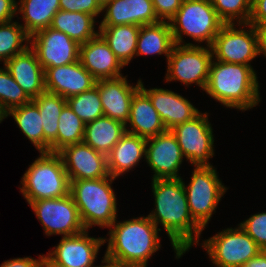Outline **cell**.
<instances>
[{
    "mask_svg": "<svg viewBox=\"0 0 266 267\" xmlns=\"http://www.w3.org/2000/svg\"><path fill=\"white\" fill-rule=\"evenodd\" d=\"M151 183L155 204L147 216L166 231L179 259L192 246H199L203 229L190 215L183 178L155 179Z\"/></svg>",
    "mask_w": 266,
    "mask_h": 267,
    "instance_id": "1",
    "label": "cell"
},
{
    "mask_svg": "<svg viewBox=\"0 0 266 267\" xmlns=\"http://www.w3.org/2000/svg\"><path fill=\"white\" fill-rule=\"evenodd\" d=\"M104 259L121 265L147 267L149 258L161 249L160 228L148 216L116 221L108 228Z\"/></svg>",
    "mask_w": 266,
    "mask_h": 267,
    "instance_id": "2",
    "label": "cell"
},
{
    "mask_svg": "<svg viewBox=\"0 0 266 267\" xmlns=\"http://www.w3.org/2000/svg\"><path fill=\"white\" fill-rule=\"evenodd\" d=\"M252 66L212 59L205 93L227 108L245 112L260 103V86Z\"/></svg>",
    "mask_w": 266,
    "mask_h": 267,
    "instance_id": "3",
    "label": "cell"
},
{
    "mask_svg": "<svg viewBox=\"0 0 266 267\" xmlns=\"http://www.w3.org/2000/svg\"><path fill=\"white\" fill-rule=\"evenodd\" d=\"M112 176L70 181V195L86 230L94 226L109 228L117 218V198Z\"/></svg>",
    "mask_w": 266,
    "mask_h": 267,
    "instance_id": "4",
    "label": "cell"
},
{
    "mask_svg": "<svg viewBox=\"0 0 266 267\" xmlns=\"http://www.w3.org/2000/svg\"><path fill=\"white\" fill-rule=\"evenodd\" d=\"M39 153L20 181V192L28 204L70 194V180L61 155L57 152Z\"/></svg>",
    "mask_w": 266,
    "mask_h": 267,
    "instance_id": "5",
    "label": "cell"
},
{
    "mask_svg": "<svg viewBox=\"0 0 266 267\" xmlns=\"http://www.w3.org/2000/svg\"><path fill=\"white\" fill-rule=\"evenodd\" d=\"M169 24L175 44L201 46L205 42V46L211 47L224 23L209 0H183ZM183 35L198 44L186 43Z\"/></svg>",
    "mask_w": 266,
    "mask_h": 267,
    "instance_id": "6",
    "label": "cell"
},
{
    "mask_svg": "<svg viewBox=\"0 0 266 267\" xmlns=\"http://www.w3.org/2000/svg\"><path fill=\"white\" fill-rule=\"evenodd\" d=\"M190 182L183 186L193 220L203 229L208 226L227 188L213 166L193 167Z\"/></svg>",
    "mask_w": 266,
    "mask_h": 267,
    "instance_id": "7",
    "label": "cell"
},
{
    "mask_svg": "<svg viewBox=\"0 0 266 267\" xmlns=\"http://www.w3.org/2000/svg\"><path fill=\"white\" fill-rule=\"evenodd\" d=\"M213 59L211 47L174 44L167 64L165 82L179 81L189 87L195 84L205 91Z\"/></svg>",
    "mask_w": 266,
    "mask_h": 267,
    "instance_id": "8",
    "label": "cell"
},
{
    "mask_svg": "<svg viewBox=\"0 0 266 267\" xmlns=\"http://www.w3.org/2000/svg\"><path fill=\"white\" fill-rule=\"evenodd\" d=\"M201 247L216 267H239L262 251L239 224L203 240Z\"/></svg>",
    "mask_w": 266,
    "mask_h": 267,
    "instance_id": "9",
    "label": "cell"
},
{
    "mask_svg": "<svg viewBox=\"0 0 266 267\" xmlns=\"http://www.w3.org/2000/svg\"><path fill=\"white\" fill-rule=\"evenodd\" d=\"M208 116L209 113L200 112L192 120L171 129L184 158L194 167L213 166L209 159L215 154V139Z\"/></svg>",
    "mask_w": 266,
    "mask_h": 267,
    "instance_id": "10",
    "label": "cell"
},
{
    "mask_svg": "<svg viewBox=\"0 0 266 267\" xmlns=\"http://www.w3.org/2000/svg\"><path fill=\"white\" fill-rule=\"evenodd\" d=\"M211 49L214 60L251 66L252 60L258 57L257 36L253 25L223 24L214 38Z\"/></svg>",
    "mask_w": 266,
    "mask_h": 267,
    "instance_id": "11",
    "label": "cell"
},
{
    "mask_svg": "<svg viewBox=\"0 0 266 267\" xmlns=\"http://www.w3.org/2000/svg\"><path fill=\"white\" fill-rule=\"evenodd\" d=\"M46 236H71L86 230L70 194L61 198L40 199L30 204Z\"/></svg>",
    "mask_w": 266,
    "mask_h": 267,
    "instance_id": "12",
    "label": "cell"
},
{
    "mask_svg": "<svg viewBox=\"0 0 266 267\" xmlns=\"http://www.w3.org/2000/svg\"><path fill=\"white\" fill-rule=\"evenodd\" d=\"M29 44L44 71L79 61L80 45L65 33L51 27L30 36Z\"/></svg>",
    "mask_w": 266,
    "mask_h": 267,
    "instance_id": "13",
    "label": "cell"
},
{
    "mask_svg": "<svg viewBox=\"0 0 266 267\" xmlns=\"http://www.w3.org/2000/svg\"><path fill=\"white\" fill-rule=\"evenodd\" d=\"M184 156L175 135L166 130L147 139L145 162L153 171L152 180L182 178L179 174Z\"/></svg>",
    "mask_w": 266,
    "mask_h": 267,
    "instance_id": "14",
    "label": "cell"
},
{
    "mask_svg": "<svg viewBox=\"0 0 266 267\" xmlns=\"http://www.w3.org/2000/svg\"><path fill=\"white\" fill-rule=\"evenodd\" d=\"M105 244L104 237H91L88 230L62 237L46 255L58 265L64 267H101L95 266V260L101 246Z\"/></svg>",
    "mask_w": 266,
    "mask_h": 267,
    "instance_id": "15",
    "label": "cell"
},
{
    "mask_svg": "<svg viewBox=\"0 0 266 267\" xmlns=\"http://www.w3.org/2000/svg\"><path fill=\"white\" fill-rule=\"evenodd\" d=\"M58 153L63 159L70 181L111 176L106 155L84 142L67 145Z\"/></svg>",
    "mask_w": 266,
    "mask_h": 267,
    "instance_id": "16",
    "label": "cell"
},
{
    "mask_svg": "<svg viewBox=\"0 0 266 267\" xmlns=\"http://www.w3.org/2000/svg\"><path fill=\"white\" fill-rule=\"evenodd\" d=\"M95 86L100 93L104 116L126 125L130 116L132 98L140 89V79L136 85L130 84L127 76L100 79Z\"/></svg>",
    "mask_w": 266,
    "mask_h": 267,
    "instance_id": "17",
    "label": "cell"
},
{
    "mask_svg": "<svg viewBox=\"0 0 266 267\" xmlns=\"http://www.w3.org/2000/svg\"><path fill=\"white\" fill-rule=\"evenodd\" d=\"M99 27L154 24L159 22L152 0H106Z\"/></svg>",
    "mask_w": 266,
    "mask_h": 267,
    "instance_id": "18",
    "label": "cell"
},
{
    "mask_svg": "<svg viewBox=\"0 0 266 267\" xmlns=\"http://www.w3.org/2000/svg\"><path fill=\"white\" fill-rule=\"evenodd\" d=\"M45 90L67 99L92 89L97 80L82 66L75 63L47 68L44 71Z\"/></svg>",
    "mask_w": 266,
    "mask_h": 267,
    "instance_id": "19",
    "label": "cell"
},
{
    "mask_svg": "<svg viewBox=\"0 0 266 267\" xmlns=\"http://www.w3.org/2000/svg\"><path fill=\"white\" fill-rule=\"evenodd\" d=\"M140 79V89L149 97L153 107L159 113L167 130L174 126L190 121L201 111L187 98L172 90L163 88L147 89Z\"/></svg>",
    "mask_w": 266,
    "mask_h": 267,
    "instance_id": "20",
    "label": "cell"
},
{
    "mask_svg": "<svg viewBox=\"0 0 266 267\" xmlns=\"http://www.w3.org/2000/svg\"><path fill=\"white\" fill-rule=\"evenodd\" d=\"M79 60L96 80L123 76L125 66L100 34L80 45Z\"/></svg>",
    "mask_w": 266,
    "mask_h": 267,
    "instance_id": "21",
    "label": "cell"
},
{
    "mask_svg": "<svg viewBox=\"0 0 266 267\" xmlns=\"http://www.w3.org/2000/svg\"><path fill=\"white\" fill-rule=\"evenodd\" d=\"M4 66L31 99L45 91L44 69L30 46L9 59Z\"/></svg>",
    "mask_w": 266,
    "mask_h": 267,
    "instance_id": "22",
    "label": "cell"
},
{
    "mask_svg": "<svg viewBox=\"0 0 266 267\" xmlns=\"http://www.w3.org/2000/svg\"><path fill=\"white\" fill-rule=\"evenodd\" d=\"M166 130L164 122L157 110L153 107L151 100L139 89L131 101L126 132L148 139Z\"/></svg>",
    "mask_w": 266,
    "mask_h": 267,
    "instance_id": "23",
    "label": "cell"
},
{
    "mask_svg": "<svg viewBox=\"0 0 266 267\" xmlns=\"http://www.w3.org/2000/svg\"><path fill=\"white\" fill-rule=\"evenodd\" d=\"M147 139L126 132L106 155L109 174L123 176L145 159Z\"/></svg>",
    "mask_w": 266,
    "mask_h": 267,
    "instance_id": "24",
    "label": "cell"
},
{
    "mask_svg": "<svg viewBox=\"0 0 266 267\" xmlns=\"http://www.w3.org/2000/svg\"><path fill=\"white\" fill-rule=\"evenodd\" d=\"M32 102L38 107L43 124L44 152H57L58 120L67 101L60 95L45 90L33 98Z\"/></svg>",
    "mask_w": 266,
    "mask_h": 267,
    "instance_id": "25",
    "label": "cell"
},
{
    "mask_svg": "<svg viewBox=\"0 0 266 267\" xmlns=\"http://www.w3.org/2000/svg\"><path fill=\"white\" fill-rule=\"evenodd\" d=\"M125 133L124 123L102 116L85 124L83 142L107 155Z\"/></svg>",
    "mask_w": 266,
    "mask_h": 267,
    "instance_id": "26",
    "label": "cell"
},
{
    "mask_svg": "<svg viewBox=\"0 0 266 267\" xmlns=\"http://www.w3.org/2000/svg\"><path fill=\"white\" fill-rule=\"evenodd\" d=\"M174 44L169 22L143 25L140 26L135 57L164 54L168 60Z\"/></svg>",
    "mask_w": 266,
    "mask_h": 267,
    "instance_id": "27",
    "label": "cell"
},
{
    "mask_svg": "<svg viewBox=\"0 0 266 267\" xmlns=\"http://www.w3.org/2000/svg\"><path fill=\"white\" fill-rule=\"evenodd\" d=\"M60 0H18L16 14H20L24 23L20 25L32 36L48 28L54 15L60 10Z\"/></svg>",
    "mask_w": 266,
    "mask_h": 267,
    "instance_id": "28",
    "label": "cell"
},
{
    "mask_svg": "<svg viewBox=\"0 0 266 267\" xmlns=\"http://www.w3.org/2000/svg\"><path fill=\"white\" fill-rule=\"evenodd\" d=\"M96 23V18L90 14L59 10L50 27L65 33L81 45L99 34V29L95 30Z\"/></svg>",
    "mask_w": 266,
    "mask_h": 267,
    "instance_id": "29",
    "label": "cell"
},
{
    "mask_svg": "<svg viewBox=\"0 0 266 267\" xmlns=\"http://www.w3.org/2000/svg\"><path fill=\"white\" fill-rule=\"evenodd\" d=\"M99 34L108 43L110 49L127 66L136 54L137 38L140 31L138 25H118L98 27Z\"/></svg>",
    "mask_w": 266,
    "mask_h": 267,
    "instance_id": "30",
    "label": "cell"
},
{
    "mask_svg": "<svg viewBox=\"0 0 266 267\" xmlns=\"http://www.w3.org/2000/svg\"><path fill=\"white\" fill-rule=\"evenodd\" d=\"M12 116L20 131L35 146L38 152H44V132L38 107L31 101L13 108L4 114Z\"/></svg>",
    "mask_w": 266,
    "mask_h": 267,
    "instance_id": "31",
    "label": "cell"
},
{
    "mask_svg": "<svg viewBox=\"0 0 266 267\" xmlns=\"http://www.w3.org/2000/svg\"><path fill=\"white\" fill-rule=\"evenodd\" d=\"M25 43V44H24ZM30 36L17 21L0 23V62L24 52L30 46Z\"/></svg>",
    "mask_w": 266,
    "mask_h": 267,
    "instance_id": "32",
    "label": "cell"
},
{
    "mask_svg": "<svg viewBox=\"0 0 266 267\" xmlns=\"http://www.w3.org/2000/svg\"><path fill=\"white\" fill-rule=\"evenodd\" d=\"M57 153L65 146L81 143L84 139L85 124L66 104L59 116Z\"/></svg>",
    "mask_w": 266,
    "mask_h": 267,
    "instance_id": "33",
    "label": "cell"
},
{
    "mask_svg": "<svg viewBox=\"0 0 266 267\" xmlns=\"http://www.w3.org/2000/svg\"><path fill=\"white\" fill-rule=\"evenodd\" d=\"M72 111L84 122L88 123L104 116L100 93L96 86L88 91L66 99Z\"/></svg>",
    "mask_w": 266,
    "mask_h": 267,
    "instance_id": "34",
    "label": "cell"
},
{
    "mask_svg": "<svg viewBox=\"0 0 266 267\" xmlns=\"http://www.w3.org/2000/svg\"><path fill=\"white\" fill-rule=\"evenodd\" d=\"M32 99L10 75L7 68L0 67V109L5 114L9 110L30 103Z\"/></svg>",
    "mask_w": 266,
    "mask_h": 267,
    "instance_id": "35",
    "label": "cell"
},
{
    "mask_svg": "<svg viewBox=\"0 0 266 267\" xmlns=\"http://www.w3.org/2000/svg\"><path fill=\"white\" fill-rule=\"evenodd\" d=\"M224 24L248 23L252 0H209Z\"/></svg>",
    "mask_w": 266,
    "mask_h": 267,
    "instance_id": "36",
    "label": "cell"
},
{
    "mask_svg": "<svg viewBox=\"0 0 266 267\" xmlns=\"http://www.w3.org/2000/svg\"><path fill=\"white\" fill-rule=\"evenodd\" d=\"M239 225L262 250L266 251V212L253 214Z\"/></svg>",
    "mask_w": 266,
    "mask_h": 267,
    "instance_id": "37",
    "label": "cell"
},
{
    "mask_svg": "<svg viewBox=\"0 0 266 267\" xmlns=\"http://www.w3.org/2000/svg\"><path fill=\"white\" fill-rule=\"evenodd\" d=\"M102 3L98 0H60V10L68 12H83L95 18L102 14Z\"/></svg>",
    "mask_w": 266,
    "mask_h": 267,
    "instance_id": "38",
    "label": "cell"
},
{
    "mask_svg": "<svg viewBox=\"0 0 266 267\" xmlns=\"http://www.w3.org/2000/svg\"><path fill=\"white\" fill-rule=\"evenodd\" d=\"M183 0H152L159 21L169 22L179 10Z\"/></svg>",
    "mask_w": 266,
    "mask_h": 267,
    "instance_id": "39",
    "label": "cell"
},
{
    "mask_svg": "<svg viewBox=\"0 0 266 267\" xmlns=\"http://www.w3.org/2000/svg\"><path fill=\"white\" fill-rule=\"evenodd\" d=\"M252 25L266 24V0H252L249 22Z\"/></svg>",
    "mask_w": 266,
    "mask_h": 267,
    "instance_id": "40",
    "label": "cell"
},
{
    "mask_svg": "<svg viewBox=\"0 0 266 267\" xmlns=\"http://www.w3.org/2000/svg\"><path fill=\"white\" fill-rule=\"evenodd\" d=\"M43 255H39L38 259L34 257L13 258L3 261L0 267H42Z\"/></svg>",
    "mask_w": 266,
    "mask_h": 267,
    "instance_id": "41",
    "label": "cell"
},
{
    "mask_svg": "<svg viewBox=\"0 0 266 267\" xmlns=\"http://www.w3.org/2000/svg\"><path fill=\"white\" fill-rule=\"evenodd\" d=\"M17 0H0V23L20 19L16 14Z\"/></svg>",
    "mask_w": 266,
    "mask_h": 267,
    "instance_id": "42",
    "label": "cell"
},
{
    "mask_svg": "<svg viewBox=\"0 0 266 267\" xmlns=\"http://www.w3.org/2000/svg\"><path fill=\"white\" fill-rule=\"evenodd\" d=\"M257 36V53L266 58V24L253 25Z\"/></svg>",
    "mask_w": 266,
    "mask_h": 267,
    "instance_id": "43",
    "label": "cell"
},
{
    "mask_svg": "<svg viewBox=\"0 0 266 267\" xmlns=\"http://www.w3.org/2000/svg\"><path fill=\"white\" fill-rule=\"evenodd\" d=\"M239 267H266V251L262 250L254 258Z\"/></svg>",
    "mask_w": 266,
    "mask_h": 267,
    "instance_id": "44",
    "label": "cell"
},
{
    "mask_svg": "<svg viewBox=\"0 0 266 267\" xmlns=\"http://www.w3.org/2000/svg\"><path fill=\"white\" fill-rule=\"evenodd\" d=\"M42 267H64L53 262L47 255L43 254Z\"/></svg>",
    "mask_w": 266,
    "mask_h": 267,
    "instance_id": "45",
    "label": "cell"
},
{
    "mask_svg": "<svg viewBox=\"0 0 266 267\" xmlns=\"http://www.w3.org/2000/svg\"><path fill=\"white\" fill-rule=\"evenodd\" d=\"M101 264H104V265H101V267H138V266H133V265L116 264V263L110 262V261H108V260H106L104 258L101 261Z\"/></svg>",
    "mask_w": 266,
    "mask_h": 267,
    "instance_id": "46",
    "label": "cell"
},
{
    "mask_svg": "<svg viewBox=\"0 0 266 267\" xmlns=\"http://www.w3.org/2000/svg\"><path fill=\"white\" fill-rule=\"evenodd\" d=\"M4 119H5L4 113H3L2 110L0 109V123H1L2 121H4Z\"/></svg>",
    "mask_w": 266,
    "mask_h": 267,
    "instance_id": "47",
    "label": "cell"
},
{
    "mask_svg": "<svg viewBox=\"0 0 266 267\" xmlns=\"http://www.w3.org/2000/svg\"><path fill=\"white\" fill-rule=\"evenodd\" d=\"M98 1H100L103 4L106 0H98Z\"/></svg>",
    "mask_w": 266,
    "mask_h": 267,
    "instance_id": "48",
    "label": "cell"
}]
</instances>
